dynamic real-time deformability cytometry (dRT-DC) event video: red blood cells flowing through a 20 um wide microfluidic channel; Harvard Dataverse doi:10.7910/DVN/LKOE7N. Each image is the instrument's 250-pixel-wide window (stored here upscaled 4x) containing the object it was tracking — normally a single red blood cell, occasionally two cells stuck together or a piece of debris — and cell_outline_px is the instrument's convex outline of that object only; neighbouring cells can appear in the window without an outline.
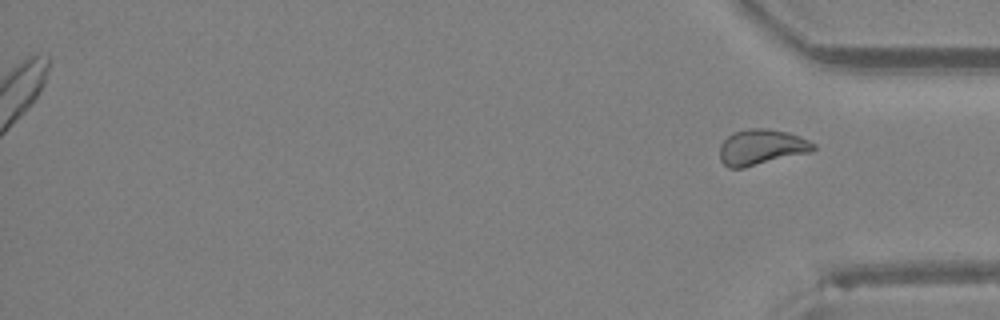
{"species": "Egyptian fruit bat (a non-hibernating species)", "species_latin": "Rousettus aegyptiacus", "temperature_condition": "room temperature", "stored_images_in_passage": 29, "segment_of_instrument_passage": [2, 2], "camera_frame_rate_fps": 3000, "um_per_image_px": 0.085, "animal": {"sex": "female"}, "frame": {"image": 1, "passage_image": 29, "time_ms": 9.333, "image_size_px": [1000, 320], "cell_outline_px": [[816, 148], [812, 152], [744, 168], [728, 168], [720, 160], [720, 144], [728, 136], [736, 132], [752, 128], [768, 128], [788, 132], [800, 136], [816, 144]], "centroid_in_image_um": [64.75, 12.52], "position_along_channel_um": 370.4, "area_um2": 19.59}}